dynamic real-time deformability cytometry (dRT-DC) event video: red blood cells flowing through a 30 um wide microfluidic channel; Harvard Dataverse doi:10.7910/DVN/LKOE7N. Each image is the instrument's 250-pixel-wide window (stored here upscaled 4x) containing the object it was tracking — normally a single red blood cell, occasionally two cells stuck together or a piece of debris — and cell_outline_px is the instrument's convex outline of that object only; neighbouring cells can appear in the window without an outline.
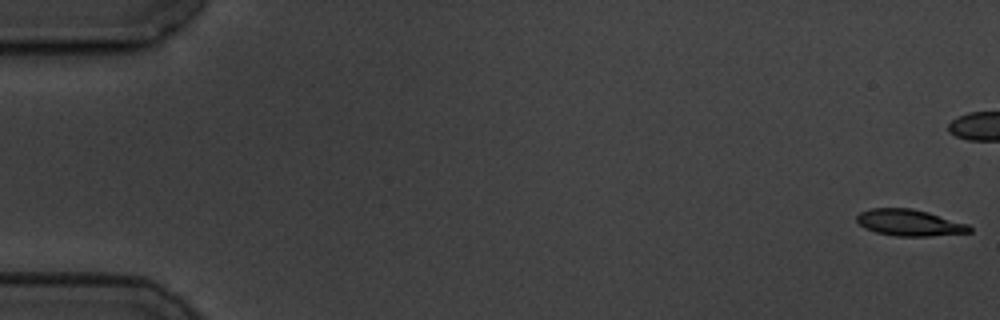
{"species": "common noctule bat (a hibernating species)", "species_latin": "Nyctalus noctula", "temperature_condition": "cold", "stored_images_in_passage": 59, "camera_frame_rate_fps": 3000, "um_per_image_px": 0.085, "animal": {"sex": "male", "body_mass_g": 19.5, "forearm_length_mm": 54.6}, "frame": {"image": 1, "passage_image": 1, "time_ms": 0.0, "image_size_px": [1000, 320], "cell_outline_px": [[972, 232], [932, 236], [896, 236], [876, 232], [864, 228], [856, 220], [856, 216], [860, 212], [872, 208], [912, 208], [928, 212], [968, 224], [972, 228]], "centroid_in_image_um": [77.31, 18.93], "position_along_channel_um": 7.7, "area_um2": 17.4}}
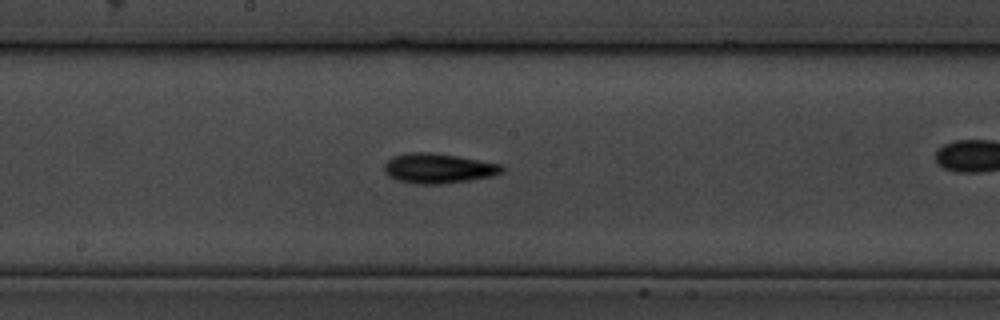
{"frame": {"image": 2, "passage_image": 31, "time_ms": 10.0, "image_size_px": [1000, 320], "cell_outline_px": [[504, 172], [492, 176], [468, 180], [440, 184], [416, 184], [396, 180], [388, 176], [384, 172], [384, 164], [392, 156], [408, 152], [428, 152], [456, 156], [500, 164], [504, 168]], "centroid_in_image_um": [37.21, 14.31], "position_along_channel_um": 211.0, "area_um2": 20.46}}
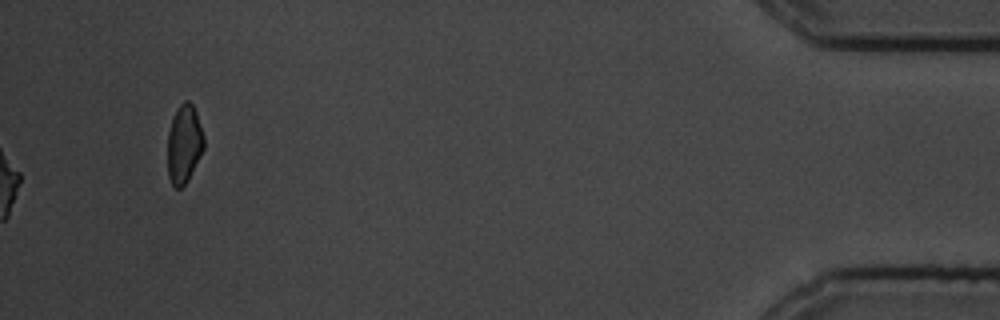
{"frame": {"image": 3, "passage_image": 59, "time_ms": 19.333, "image_size_px": [1000, 320], "cell_outline_px": [[204, 148], [188, 180], [180, 188], [176, 188], [172, 184], [168, 176], [168, 132], [172, 116], [176, 108], [184, 100], [188, 100], [192, 104], [196, 112], [204, 136]], "centroid_in_image_um": [15.64, 12.21], "position_along_channel_um": 419.6, "area_um2": 16.65}, "authors_computed_cell_mechanics": {"area_um2": 18.0336, "velocity_mm_per_s": 3.4905, "shape_relaxation_time_tau1_ms": 2.4988, "shape_relaxation_time_tau2_ms": 8.837, "deformation_change_tau1": 0.1113, "deformation_change_tau2": 0.1823}}